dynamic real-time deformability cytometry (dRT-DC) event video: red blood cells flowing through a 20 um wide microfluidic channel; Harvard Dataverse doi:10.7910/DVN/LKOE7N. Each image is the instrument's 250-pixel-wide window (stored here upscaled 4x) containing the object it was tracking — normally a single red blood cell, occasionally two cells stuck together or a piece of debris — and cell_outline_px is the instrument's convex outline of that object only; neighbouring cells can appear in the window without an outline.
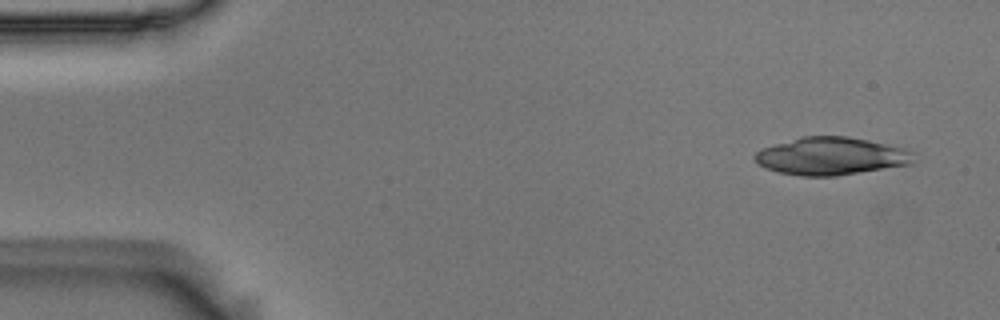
{"species": "Egyptian fruit bat (a non-hibernating species)", "species_latin": "Rousettus aegyptiacus", "temperature_condition": "room temperature", "stored_images_in_passage": 3, "camera_frame_rate_fps": 3000, "um_per_image_px": 0.085, "animal": {"sex": "male"}, "frame": {"image": 1, "passage_image": 1, "time_ms": 0.0, "image_size_px": [1000, 320], "cell_outline_px": [[916, 152], [912, 164], [836, 176], [800, 176], [780, 172], [764, 168], [752, 156], [760, 148], [800, 136], [848, 136], [868, 140], [904, 148]], "centroid_in_image_um": [70.64, 13.26], "position_along_channel_um": 14.4, "area_um2": 35.14}}